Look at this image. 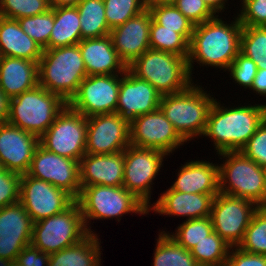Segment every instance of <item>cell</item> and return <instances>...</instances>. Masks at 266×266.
I'll use <instances>...</instances> for the list:
<instances>
[{
	"label": "cell",
	"instance_id": "4316f807",
	"mask_svg": "<svg viewBox=\"0 0 266 266\" xmlns=\"http://www.w3.org/2000/svg\"><path fill=\"white\" fill-rule=\"evenodd\" d=\"M43 48L20 27L16 19L0 16V55L39 62Z\"/></svg>",
	"mask_w": 266,
	"mask_h": 266
},
{
	"label": "cell",
	"instance_id": "d590c367",
	"mask_svg": "<svg viewBox=\"0 0 266 266\" xmlns=\"http://www.w3.org/2000/svg\"><path fill=\"white\" fill-rule=\"evenodd\" d=\"M240 52L266 69V27H242Z\"/></svg>",
	"mask_w": 266,
	"mask_h": 266
},
{
	"label": "cell",
	"instance_id": "9c48e42d",
	"mask_svg": "<svg viewBox=\"0 0 266 266\" xmlns=\"http://www.w3.org/2000/svg\"><path fill=\"white\" fill-rule=\"evenodd\" d=\"M88 234L75 200L64 211L33 223L31 244L51 254L78 243Z\"/></svg>",
	"mask_w": 266,
	"mask_h": 266
},
{
	"label": "cell",
	"instance_id": "11a10c76",
	"mask_svg": "<svg viewBox=\"0 0 266 266\" xmlns=\"http://www.w3.org/2000/svg\"><path fill=\"white\" fill-rule=\"evenodd\" d=\"M0 266H16L15 261L0 257Z\"/></svg>",
	"mask_w": 266,
	"mask_h": 266
},
{
	"label": "cell",
	"instance_id": "74e56055",
	"mask_svg": "<svg viewBox=\"0 0 266 266\" xmlns=\"http://www.w3.org/2000/svg\"><path fill=\"white\" fill-rule=\"evenodd\" d=\"M21 29L29 35L44 50L48 49V42L54 27V8L46 13L17 19Z\"/></svg>",
	"mask_w": 266,
	"mask_h": 266
},
{
	"label": "cell",
	"instance_id": "484cf974",
	"mask_svg": "<svg viewBox=\"0 0 266 266\" xmlns=\"http://www.w3.org/2000/svg\"><path fill=\"white\" fill-rule=\"evenodd\" d=\"M38 85V62L17 57H1L0 89L11 99Z\"/></svg>",
	"mask_w": 266,
	"mask_h": 266
},
{
	"label": "cell",
	"instance_id": "83f0119b",
	"mask_svg": "<svg viewBox=\"0 0 266 266\" xmlns=\"http://www.w3.org/2000/svg\"><path fill=\"white\" fill-rule=\"evenodd\" d=\"M100 235L89 233L78 243L49 254L48 266H101Z\"/></svg>",
	"mask_w": 266,
	"mask_h": 266
},
{
	"label": "cell",
	"instance_id": "3957f363",
	"mask_svg": "<svg viewBox=\"0 0 266 266\" xmlns=\"http://www.w3.org/2000/svg\"><path fill=\"white\" fill-rule=\"evenodd\" d=\"M198 83L193 82L182 92L162 95L159 106L187 144L194 138H202L210 108L216 98Z\"/></svg>",
	"mask_w": 266,
	"mask_h": 266
},
{
	"label": "cell",
	"instance_id": "e575fe53",
	"mask_svg": "<svg viewBox=\"0 0 266 266\" xmlns=\"http://www.w3.org/2000/svg\"><path fill=\"white\" fill-rule=\"evenodd\" d=\"M147 8L151 12L152 19L163 26V29L174 30L190 42L195 25L173 3L157 4Z\"/></svg>",
	"mask_w": 266,
	"mask_h": 266
},
{
	"label": "cell",
	"instance_id": "9a60e30c",
	"mask_svg": "<svg viewBox=\"0 0 266 266\" xmlns=\"http://www.w3.org/2000/svg\"><path fill=\"white\" fill-rule=\"evenodd\" d=\"M74 201L70 194L49 182L21 175L19 202L33 223L64 211Z\"/></svg>",
	"mask_w": 266,
	"mask_h": 266
},
{
	"label": "cell",
	"instance_id": "c3c4849f",
	"mask_svg": "<svg viewBox=\"0 0 266 266\" xmlns=\"http://www.w3.org/2000/svg\"><path fill=\"white\" fill-rule=\"evenodd\" d=\"M256 95L266 97V69H258L250 88Z\"/></svg>",
	"mask_w": 266,
	"mask_h": 266
},
{
	"label": "cell",
	"instance_id": "5b68a950",
	"mask_svg": "<svg viewBox=\"0 0 266 266\" xmlns=\"http://www.w3.org/2000/svg\"><path fill=\"white\" fill-rule=\"evenodd\" d=\"M76 201L88 233L96 234V231L91 229V220H113L114 218L120 222L125 214L149 215L148 207L123 186L81 187Z\"/></svg>",
	"mask_w": 266,
	"mask_h": 266
},
{
	"label": "cell",
	"instance_id": "db71d44e",
	"mask_svg": "<svg viewBox=\"0 0 266 266\" xmlns=\"http://www.w3.org/2000/svg\"><path fill=\"white\" fill-rule=\"evenodd\" d=\"M146 7L157 5V4H168L173 3L175 0H143Z\"/></svg>",
	"mask_w": 266,
	"mask_h": 266
},
{
	"label": "cell",
	"instance_id": "8fae6325",
	"mask_svg": "<svg viewBox=\"0 0 266 266\" xmlns=\"http://www.w3.org/2000/svg\"><path fill=\"white\" fill-rule=\"evenodd\" d=\"M164 152L129 145L124 150L123 187L133 193L148 208L151 206L154 180L164 167Z\"/></svg>",
	"mask_w": 266,
	"mask_h": 266
},
{
	"label": "cell",
	"instance_id": "681fc988",
	"mask_svg": "<svg viewBox=\"0 0 266 266\" xmlns=\"http://www.w3.org/2000/svg\"><path fill=\"white\" fill-rule=\"evenodd\" d=\"M10 99L0 89V124L8 122Z\"/></svg>",
	"mask_w": 266,
	"mask_h": 266
},
{
	"label": "cell",
	"instance_id": "f5cc1de1",
	"mask_svg": "<svg viewBox=\"0 0 266 266\" xmlns=\"http://www.w3.org/2000/svg\"><path fill=\"white\" fill-rule=\"evenodd\" d=\"M257 208L266 212V168H265V179H264V191L261 201L257 204Z\"/></svg>",
	"mask_w": 266,
	"mask_h": 266
},
{
	"label": "cell",
	"instance_id": "1f68e13d",
	"mask_svg": "<svg viewBox=\"0 0 266 266\" xmlns=\"http://www.w3.org/2000/svg\"><path fill=\"white\" fill-rule=\"evenodd\" d=\"M231 246L216 232L191 248L190 253L199 266H225Z\"/></svg>",
	"mask_w": 266,
	"mask_h": 266
},
{
	"label": "cell",
	"instance_id": "30bf717a",
	"mask_svg": "<svg viewBox=\"0 0 266 266\" xmlns=\"http://www.w3.org/2000/svg\"><path fill=\"white\" fill-rule=\"evenodd\" d=\"M87 117L68 104L39 138V144L57 155L80 161L86 154Z\"/></svg>",
	"mask_w": 266,
	"mask_h": 266
},
{
	"label": "cell",
	"instance_id": "f35d334b",
	"mask_svg": "<svg viewBox=\"0 0 266 266\" xmlns=\"http://www.w3.org/2000/svg\"><path fill=\"white\" fill-rule=\"evenodd\" d=\"M105 17L110 29L124 24L147 9L143 0H103Z\"/></svg>",
	"mask_w": 266,
	"mask_h": 266
},
{
	"label": "cell",
	"instance_id": "6da1fadb",
	"mask_svg": "<svg viewBox=\"0 0 266 266\" xmlns=\"http://www.w3.org/2000/svg\"><path fill=\"white\" fill-rule=\"evenodd\" d=\"M234 15L232 21H224L221 14L194 26L187 58L188 70L193 80L195 63L199 64L200 68L212 67L226 72L240 53L243 26L237 15Z\"/></svg>",
	"mask_w": 266,
	"mask_h": 266
},
{
	"label": "cell",
	"instance_id": "ffe728a7",
	"mask_svg": "<svg viewBox=\"0 0 266 266\" xmlns=\"http://www.w3.org/2000/svg\"><path fill=\"white\" fill-rule=\"evenodd\" d=\"M32 231L33 222L20 202L0 208V257L16 261L31 244Z\"/></svg>",
	"mask_w": 266,
	"mask_h": 266
},
{
	"label": "cell",
	"instance_id": "60d3db41",
	"mask_svg": "<svg viewBox=\"0 0 266 266\" xmlns=\"http://www.w3.org/2000/svg\"><path fill=\"white\" fill-rule=\"evenodd\" d=\"M257 70V64L240 52L226 71L230 80L246 91L250 90Z\"/></svg>",
	"mask_w": 266,
	"mask_h": 266
},
{
	"label": "cell",
	"instance_id": "bcb514c9",
	"mask_svg": "<svg viewBox=\"0 0 266 266\" xmlns=\"http://www.w3.org/2000/svg\"><path fill=\"white\" fill-rule=\"evenodd\" d=\"M225 266H266V255L252 254L231 247Z\"/></svg>",
	"mask_w": 266,
	"mask_h": 266
},
{
	"label": "cell",
	"instance_id": "9f6ffc18",
	"mask_svg": "<svg viewBox=\"0 0 266 266\" xmlns=\"http://www.w3.org/2000/svg\"><path fill=\"white\" fill-rule=\"evenodd\" d=\"M4 170L3 165L0 163V173Z\"/></svg>",
	"mask_w": 266,
	"mask_h": 266
},
{
	"label": "cell",
	"instance_id": "603a6c76",
	"mask_svg": "<svg viewBox=\"0 0 266 266\" xmlns=\"http://www.w3.org/2000/svg\"><path fill=\"white\" fill-rule=\"evenodd\" d=\"M123 178L124 151L115 154H85L80 159L81 187L122 186Z\"/></svg>",
	"mask_w": 266,
	"mask_h": 266
},
{
	"label": "cell",
	"instance_id": "5bb4252c",
	"mask_svg": "<svg viewBox=\"0 0 266 266\" xmlns=\"http://www.w3.org/2000/svg\"><path fill=\"white\" fill-rule=\"evenodd\" d=\"M120 79L121 74L86 76L68 105L87 118L94 115L115 113Z\"/></svg>",
	"mask_w": 266,
	"mask_h": 266
},
{
	"label": "cell",
	"instance_id": "ba28073f",
	"mask_svg": "<svg viewBox=\"0 0 266 266\" xmlns=\"http://www.w3.org/2000/svg\"><path fill=\"white\" fill-rule=\"evenodd\" d=\"M218 156L221 159V163L218 161L220 193L247 199L257 205L263 196L265 168L241 151L222 152Z\"/></svg>",
	"mask_w": 266,
	"mask_h": 266
},
{
	"label": "cell",
	"instance_id": "d6986e66",
	"mask_svg": "<svg viewBox=\"0 0 266 266\" xmlns=\"http://www.w3.org/2000/svg\"><path fill=\"white\" fill-rule=\"evenodd\" d=\"M39 137L7 123L0 124V163L4 169L27 174Z\"/></svg>",
	"mask_w": 266,
	"mask_h": 266
},
{
	"label": "cell",
	"instance_id": "f907efd6",
	"mask_svg": "<svg viewBox=\"0 0 266 266\" xmlns=\"http://www.w3.org/2000/svg\"><path fill=\"white\" fill-rule=\"evenodd\" d=\"M208 7L216 14L220 15L222 12H224L226 9H229V0H203ZM228 5V6H227ZM227 8H226V7ZM220 13V14H219Z\"/></svg>",
	"mask_w": 266,
	"mask_h": 266
},
{
	"label": "cell",
	"instance_id": "277c9868",
	"mask_svg": "<svg viewBox=\"0 0 266 266\" xmlns=\"http://www.w3.org/2000/svg\"><path fill=\"white\" fill-rule=\"evenodd\" d=\"M87 76L79 45L43 50L38 62V84L66 103L78 92Z\"/></svg>",
	"mask_w": 266,
	"mask_h": 266
},
{
	"label": "cell",
	"instance_id": "8d00e7d4",
	"mask_svg": "<svg viewBox=\"0 0 266 266\" xmlns=\"http://www.w3.org/2000/svg\"><path fill=\"white\" fill-rule=\"evenodd\" d=\"M238 248L248 253L266 255V212L260 209L254 212Z\"/></svg>",
	"mask_w": 266,
	"mask_h": 266
},
{
	"label": "cell",
	"instance_id": "ab89813d",
	"mask_svg": "<svg viewBox=\"0 0 266 266\" xmlns=\"http://www.w3.org/2000/svg\"><path fill=\"white\" fill-rule=\"evenodd\" d=\"M50 9L48 0H0V16L10 19L35 16Z\"/></svg>",
	"mask_w": 266,
	"mask_h": 266
},
{
	"label": "cell",
	"instance_id": "816d5d0a",
	"mask_svg": "<svg viewBox=\"0 0 266 266\" xmlns=\"http://www.w3.org/2000/svg\"><path fill=\"white\" fill-rule=\"evenodd\" d=\"M81 0H48L51 9L56 7L77 6Z\"/></svg>",
	"mask_w": 266,
	"mask_h": 266
},
{
	"label": "cell",
	"instance_id": "4fadbf2b",
	"mask_svg": "<svg viewBox=\"0 0 266 266\" xmlns=\"http://www.w3.org/2000/svg\"><path fill=\"white\" fill-rule=\"evenodd\" d=\"M129 132L130 145L159 150L170 157L187 143L160 108L132 119Z\"/></svg>",
	"mask_w": 266,
	"mask_h": 266
},
{
	"label": "cell",
	"instance_id": "7a4b0ae2",
	"mask_svg": "<svg viewBox=\"0 0 266 266\" xmlns=\"http://www.w3.org/2000/svg\"><path fill=\"white\" fill-rule=\"evenodd\" d=\"M217 100L219 98H215L210 108L202 138L210 139L216 155L241 151L266 118V102L227 106Z\"/></svg>",
	"mask_w": 266,
	"mask_h": 266
},
{
	"label": "cell",
	"instance_id": "836d02e7",
	"mask_svg": "<svg viewBox=\"0 0 266 266\" xmlns=\"http://www.w3.org/2000/svg\"><path fill=\"white\" fill-rule=\"evenodd\" d=\"M150 48L169 52L188 58L189 41L174 30L163 29V26L151 20L149 32Z\"/></svg>",
	"mask_w": 266,
	"mask_h": 266
},
{
	"label": "cell",
	"instance_id": "f6af8a7d",
	"mask_svg": "<svg viewBox=\"0 0 266 266\" xmlns=\"http://www.w3.org/2000/svg\"><path fill=\"white\" fill-rule=\"evenodd\" d=\"M20 181V174L5 169L0 173V208L19 202Z\"/></svg>",
	"mask_w": 266,
	"mask_h": 266
},
{
	"label": "cell",
	"instance_id": "f546056e",
	"mask_svg": "<svg viewBox=\"0 0 266 266\" xmlns=\"http://www.w3.org/2000/svg\"><path fill=\"white\" fill-rule=\"evenodd\" d=\"M79 11L82 39L108 36L110 28L105 17L103 0H81Z\"/></svg>",
	"mask_w": 266,
	"mask_h": 266
},
{
	"label": "cell",
	"instance_id": "4dcf8cb0",
	"mask_svg": "<svg viewBox=\"0 0 266 266\" xmlns=\"http://www.w3.org/2000/svg\"><path fill=\"white\" fill-rule=\"evenodd\" d=\"M158 233L152 266H199L190 250L177 244L167 233Z\"/></svg>",
	"mask_w": 266,
	"mask_h": 266
},
{
	"label": "cell",
	"instance_id": "b9f144b4",
	"mask_svg": "<svg viewBox=\"0 0 266 266\" xmlns=\"http://www.w3.org/2000/svg\"><path fill=\"white\" fill-rule=\"evenodd\" d=\"M236 13L242 26L266 27V0H240Z\"/></svg>",
	"mask_w": 266,
	"mask_h": 266
},
{
	"label": "cell",
	"instance_id": "52a82bcc",
	"mask_svg": "<svg viewBox=\"0 0 266 266\" xmlns=\"http://www.w3.org/2000/svg\"><path fill=\"white\" fill-rule=\"evenodd\" d=\"M67 104L38 84L10 99L8 123L40 138Z\"/></svg>",
	"mask_w": 266,
	"mask_h": 266
},
{
	"label": "cell",
	"instance_id": "cb8c5ba5",
	"mask_svg": "<svg viewBox=\"0 0 266 266\" xmlns=\"http://www.w3.org/2000/svg\"><path fill=\"white\" fill-rule=\"evenodd\" d=\"M209 161L196 159L181 163L170 188L185 193L218 194L219 165Z\"/></svg>",
	"mask_w": 266,
	"mask_h": 266
},
{
	"label": "cell",
	"instance_id": "e0dca14e",
	"mask_svg": "<svg viewBox=\"0 0 266 266\" xmlns=\"http://www.w3.org/2000/svg\"><path fill=\"white\" fill-rule=\"evenodd\" d=\"M130 122L118 113L87 118L86 154H115L130 145Z\"/></svg>",
	"mask_w": 266,
	"mask_h": 266
},
{
	"label": "cell",
	"instance_id": "44dd1931",
	"mask_svg": "<svg viewBox=\"0 0 266 266\" xmlns=\"http://www.w3.org/2000/svg\"><path fill=\"white\" fill-rule=\"evenodd\" d=\"M151 20L152 15L147 8L141 14L110 30L113 47L127 67L150 49Z\"/></svg>",
	"mask_w": 266,
	"mask_h": 266
},
{
	"label": "cell",
	"instance_id": "7dc6e473",
	"mask_svg": "<svg viewBox=\"0 0 266 266\" xmlns=\"http://www.w3.org/2000/svg\"><path fill=\"white\" fill-rule=\"evenodd\" d=\"M48 261V253L29 244L17 255L15 264L16 266H48Z\"/></svg>",
	"mask_w": 266,
	"mask_h": 266
},
{
	"label": "cell",
	"instance_id": "ac0fdd59",
	"mask_svg": "<svg viewBox=\"0 0 266 266\" xmlns=\"http://www.w3.org/2000/svg\"><path fill=\"white\" fill-rule=\"evenodd\" d=\"M161 98L162 94L148 81L139 79L127 69L121 74L116 113L130 122L159 109Z\"/></svg>",
	"mask_w": 266,
	"mask_h": 266
},
{
	"label": "cell",
	"instance_id": "f1b7e54d",
	"mask_svg": "<svg viewBox=\"0 0 266 266\" xmlns=\"http://www.w3.org/2000/svg\"><path fill=\"white\" fill-rule=\"evenodd\" d=\"M82 40L79 11L76 6L54 8V27L48 49L77 45Z\"/></svg>",
	"mask_w": 266,
	"mask_h": 266
},
{
	"label": "cell",
	"instance_id": "ee69618b",
	"mask_svg": "<svg viewBox=\"0 0 266 266\" xmlns=\"http://www.w3.org/2000/svg\"><path fill=\"white\" fill-rule=\"evenodd\" d=\"M241 152L259 166L266 168V118L241 149Z\"/></svg>",
	"mask_w": 266,
	"mask_h": 266
},
{
	"label": "cell",
	"instance_id": "7402d4cb",
	"mask_svg": "<svg viewBox=\"0 0 266 266\" xmlns=\"http://www.w3.org/2000/svg\"><path fill=\"white\" fill-rule=\"evenodd\" d=\"M216 195L178 192L169 187L151 204L148 211L165 217H186L185 220L206 218L210 216Z\"/></svg>",
	"mask_w": 266,
	"mask_h": 266
},
{
	"label": "cell",
	"instance_id": "d4e9b609",
	"mask_svg": "<svg viewBox=\"0 0 266 266\" xmlns=\"http://www.w3.org/2000/svg\"><path fill=\"white\" fill-rule=\"evenodd\" d=\"M87 76L124 74L128 67L119 58L111 37L82 39L79 43Z\"/></svg>",
	"mask_w": 266,
	"mask_h": 266
},
{
	"label": "cell",
	"instance_id": "2e32d148",
	"mask_svg": "<svg viewBox=\"0 0 266 266\" xmlns=\"http://www.w3.org/2000/svg\"><path fill=\"white\" fill-rule=\"evenodd\" d=\"M27 174L66 191L75 200L80 194V161L57 155L40 144L34 152Z\"/></svg>",
	"mask_w": 266,
	"mask_h": 266
},
{
	"label": "cell",
	"instance_id": "d6a6232c",
	"mask_svg": "<svg viewBox=\"0 0 266 266\" xmlns=\"http://www.w3.org/2000/svg\"><path fill=\"white\" fill-rule=\"evenodd\" d=\"M175 231V232H174ZM173 232L160 230V233H167L177 244L186 250H191L197 243L209 236L213 231L210 216L200 219L184 220Z\"/></svg>",
	"mask_w": 266,
	"mask_h": 266
},
{
	"label": "cell",
	"instance_id": "8992f818",
	"mask_svg": "<svg viewBox=\"0 0 266 266\" xmlns=\"http://www.w3.org/2000/svg\"><path fill=\"white\" fill-rule=\"evenodd\" d=\"M128 69L139 79L148 81L162 95L182 92L194 82L185 57L151 48Z\"/></svg>",
	"mask_w": 266,
	"mask_h": 266
},
{
	"label": "cell",
	"instance_id": "7bdbcfd3",
	"mask_svg": "<svg viewBox=\"0 0 266 266\" xmlns=\"http://www.w3.org/2000/svg\"><path fill=\"white\" fill-rule=\"evenodd\" d=\"M173 4L194 25L202 24L217 16L203 0H175Z\"/></svg>",
	"mask_w": 266,
	"mask_h": 266
},
{
	"label": "cell",
	"instance_id": "7c38bea8",
	"mask_svg": "<svg viewBox=\"0 0 266 266\" xmlns=\"http://www.w3.org/2000/svg\"><path fill=\"white\" fill-rule=\"evenodd\" d=\"M257 209L250 200L219 192L214 197L210 213L214 232L231 247H238Z\"/></svg>",
	"mask_w": 266,
	"mask_h": 266
}]
</instances>
